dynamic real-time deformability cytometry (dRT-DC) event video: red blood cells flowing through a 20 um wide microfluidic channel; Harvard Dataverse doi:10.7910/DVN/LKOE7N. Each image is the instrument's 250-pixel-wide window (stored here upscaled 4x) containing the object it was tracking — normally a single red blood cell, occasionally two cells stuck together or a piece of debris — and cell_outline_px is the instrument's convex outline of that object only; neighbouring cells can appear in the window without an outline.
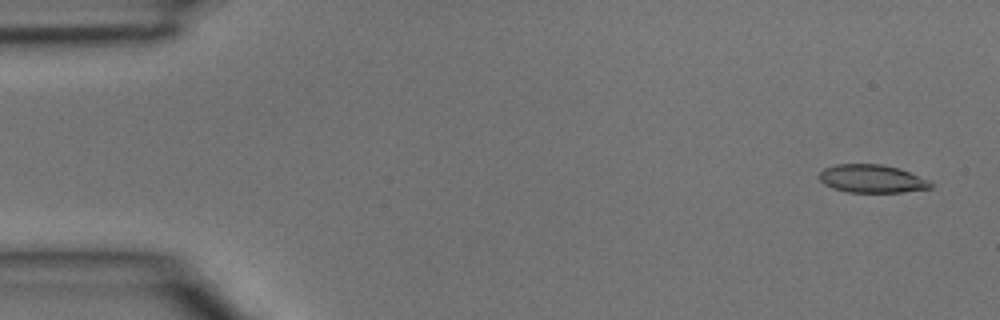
{"species": "common noctule bat (a hibernating species)", "species_latin": "Nyctalus noctula", "temperature_condition": "room temperature", "stored_images_in_passage": 3, "camera_frame_rate_fps": 3000, "um_per_image_px": 0.085, "animal": {"sex": "male", "body_mass_g": 15.6}, "frame": {"image": 1, "passage_image": 1, "time_ms": 0.0, "image_size_px": [1000, 320], "cell_outline_px": [[932, 188], [900, 192], [848, 192], [832, 188], [824, 184], [820, 180], [820, 172], [824, 168], [836, 164], [880, 164], [900, 168], [932, 180]], "centroid_in_image_um": [74.15, 15.19], "position_along_channel_um": 10.8, "area_um2": 18.38}}
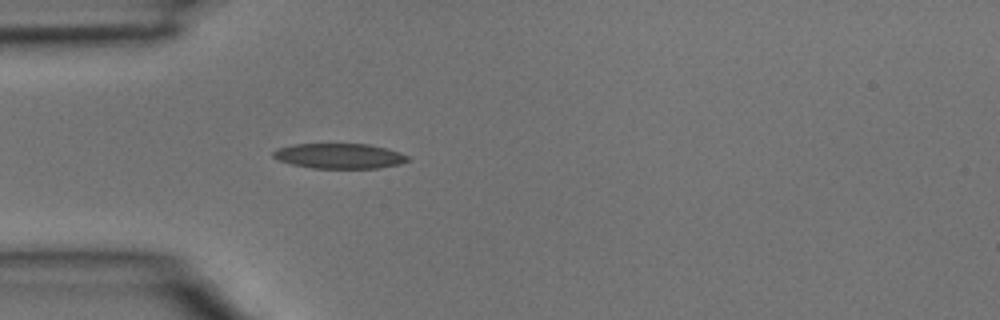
{"frame": {"image": 2, "passage_image": 3, "time_ms": 0.667, "image_size_px": [1000, 320], "cell_outline_px": [[412, 160], [400, 164], [376, 168], [312, 168], [292, 164], [280, 160], [272, 156], [272, 152], [276, 148], [292, 144], [368, 144], [388, 148], [400, 152], [408, 156]], "centroid_in_image_um": [28.87, 13.25], "position_along_channel_um": 56.1, "area_um2": 19.83}}